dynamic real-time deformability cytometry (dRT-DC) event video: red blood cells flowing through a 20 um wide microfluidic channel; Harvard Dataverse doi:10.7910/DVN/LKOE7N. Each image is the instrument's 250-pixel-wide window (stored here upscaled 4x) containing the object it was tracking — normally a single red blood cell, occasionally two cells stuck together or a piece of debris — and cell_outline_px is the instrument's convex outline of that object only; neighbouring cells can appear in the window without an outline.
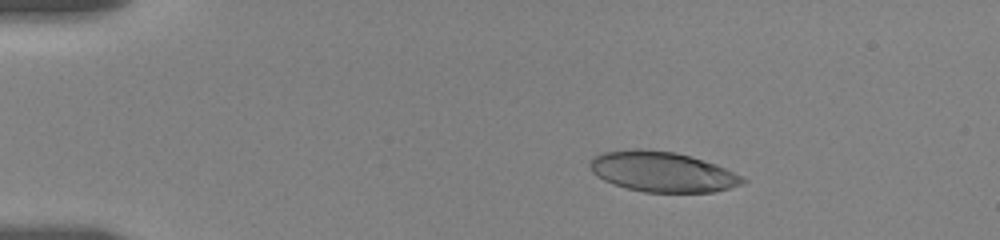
{"species": "human", "species_latin": "Homo sapiens", "temperature_condition": "room temperature", "stored_images_in_passage": 63, "camera_frame_rate_fps": 3000, "um_per_image_px": 0.085, "donor": {"sex": "female"}, "frame": {"image": 1, "passage_image": 6, "time_ms": 3.0, "image_size_px": [1000, 240], "cell_outline_px": [[748, 180], [740, 184], [728, 188], [712, 192], [644, 192], [612, 184], [596, 176], [592, 172], [588, 164], [596, 156], [604, 152], [636, 148], [640, 148], [676, 152], [716, 164], [744, 176]], "centroid_in_image_um": [56.29, 14.6], "position_along_channel_um": 28.7, "area_um2": 35.78}}
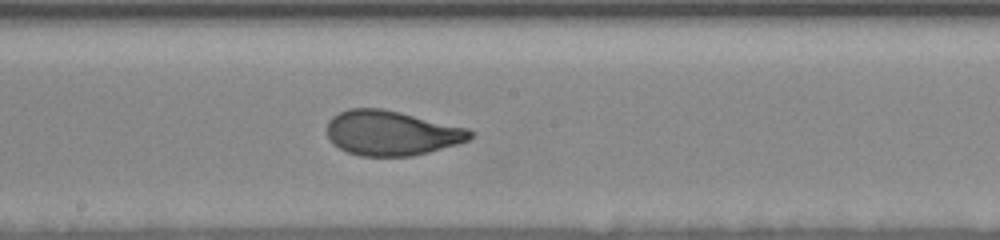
{"frame": {"image": 2, "passage_image": 37, "time_ms": 10.333, "image_size_px": [1000, 240], "cell_outline_px": [[476, 132], [468, 140], [456, 144], [428, 152], [412, 156], [360, 156], [348, 152], [332, 144], [328, 136], [328, 120], [332, 116], [348, 108], [380, 108], [400, 112], [468, 128]], "centroid_in_image_um": [33.27, 11.3], "position_along_channel_um": 214.9, "area_um2": 37.34}}
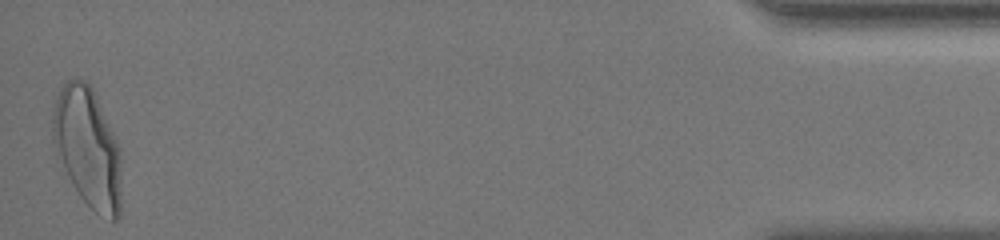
{"frame": {"image": 3, "passage_image": 62, "time_ms": 18.667, "image_size_px": [1000, 240], "cell_outline_px": [[120, 216], [116, 220], [112, 220], [96, 212], [80, 196], [72, 184], [68, 176], [52, 140], [52, 112], [56, 96], [60, 88], [68, 80], [76, 76], [84, 80], [92, 88], [96, 96], [116, 140], [120, 152]], "centroid_in_image_um": [7.43, 12.5], "position_along_channel_um": 427.8, "area_um2": 47.34}, "authors_computed_cell_mechanics": {"area_um2": 37.3966, "velocity_mm_per_s": 3.5094, "shape_relaxation_time_tau1_ms": 5.0875, "shape_relaxation_time_tau2_ms": 0.7209, "deformation_change_tau1": 0.1887, "deformation_change_tau2": 0.0677}}